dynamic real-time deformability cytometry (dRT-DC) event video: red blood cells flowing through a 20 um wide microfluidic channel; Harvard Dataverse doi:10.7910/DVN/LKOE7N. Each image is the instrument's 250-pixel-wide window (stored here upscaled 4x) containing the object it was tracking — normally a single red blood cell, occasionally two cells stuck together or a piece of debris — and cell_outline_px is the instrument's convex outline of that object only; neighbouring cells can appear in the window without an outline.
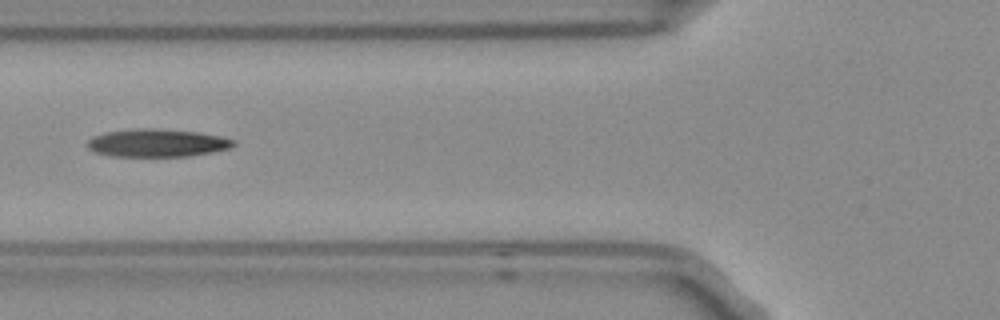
{"species": "Egyptian fruit bat (a non-hibernating species)", "species_latin": "Rousettus aegyptiacus", "temperature_condition": "room temperature", "stored_images_in_passage": 2, "camera_frame_rate_fps": 3000, "um_per_image_px": 0.085, "frame": {"image": 1, "passage_image": 2, "time_ms": 0.333, "image_size_px": [1000, 320], "cell_outline_px": [[236, 144], [232, 148], [212, 152], [188, 156], [112, 156], [96, 152], [88, 148], [88, 140], [92, 136], [104, 132], [136, 128], [156, 128], [200, 132], [220, 136], [236, 140]], "centroid_in_image_um": [13.39, 12.14], "position_along_channel_um": 112.4, "area_um2": 23.93}}